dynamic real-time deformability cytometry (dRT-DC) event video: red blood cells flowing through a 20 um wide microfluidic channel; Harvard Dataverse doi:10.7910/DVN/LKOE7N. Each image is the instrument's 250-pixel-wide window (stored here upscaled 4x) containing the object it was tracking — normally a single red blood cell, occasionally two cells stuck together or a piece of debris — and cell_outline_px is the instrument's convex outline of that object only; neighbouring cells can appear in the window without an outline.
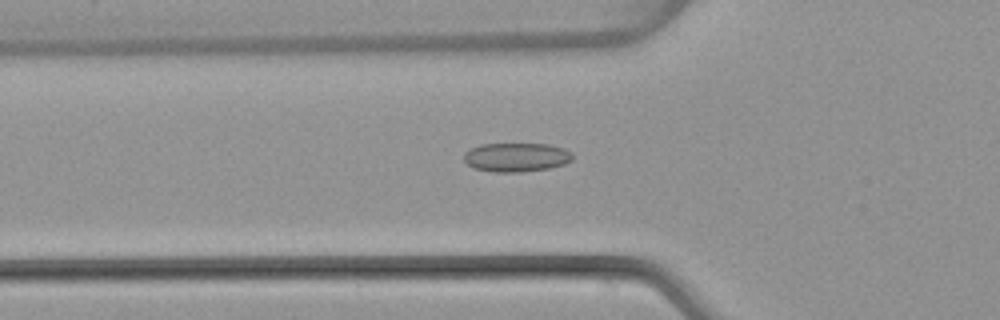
{"species": "common noctule bat (a hibernating species)", "species_latin": "Nyctalus noctula", "temperature_condition": "warm", "stored_images_in_passage": 51, "camera_frame_rate_fps": 3000, "um_per_image_px": 0.085, "animal": {"sex": "female", "body_mass_g": 22.7, "forearm_length_mm": 54.2}, "frame": {"image": 1, "passage_image": 17, "time_ms": 5.333, "image_size_px": [1000, 320], "cell_outline_px": [[572, 160], [564, 164], [548, 168], [520, 172], [492, 172], [472, 168], [464, 160], [464, 152], [480, 144], [548, 144], [564, 148], [572, 152]], "centroid_in_image_um": [43.87, 13.37], "position_along_channel_um": 81.9, "area_um2": 18.38}}
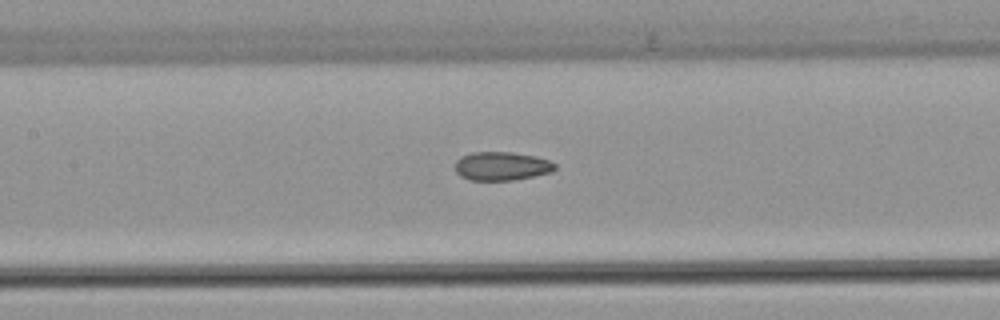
{"frame": {"image": 2, "passage_image": 23, "time_ms": 7.333, "image_size_px": [1000, 320], "cell_outline_px": [[556, 168], [552, 172], [512, 180], [468, 180], [460, 176], [456, 172], [456, 160], [460, 156], [472, 152], [512, 152], [536, 156], [548, 160], [556, 164]], "centroid_in_image_um": [42.62, 14.11], "position_along_channel_um": 164.8, "area_um2": 16.7}}
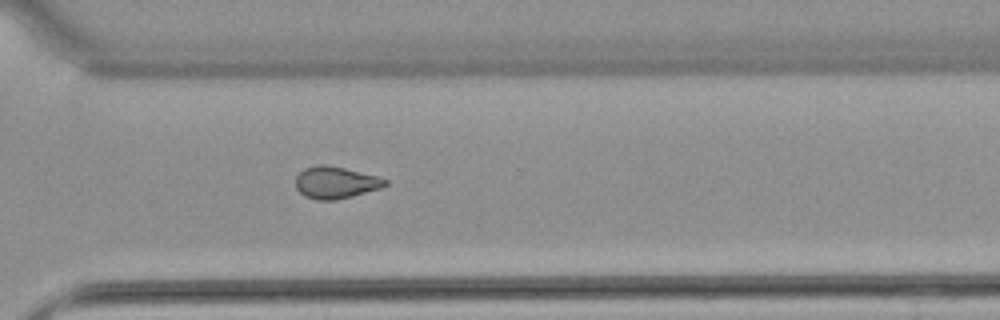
{"frame": {"image": 3, "passage_image": 36, "time_ms": 11.667, "image_size_px": [1000, 320], "cell_outline_px": [[388, 184], [380, 188], [352, 196], [336, 200], [316, 200], [304, 196], [296, 188], [296, 176], [304, 168], [320, 164], [324, 164], [344, 168], [376, 176], [388, 180]], "centroid_in_image_um": [28.5, 15.52], "position_along_channel_um": 342.1, "area_um2": 16.59}, "authors_computed_cell_mechanics": {"area_um2": 17.34, "velocity_mm_per_s": 4.1025, "shape_relaxation_time_tau1_ms": null, "shape_relaxation_time_tau2_ms": 2.1239, "deformation_change_tau1": null, "deformation_change_tau2": 0.075}}